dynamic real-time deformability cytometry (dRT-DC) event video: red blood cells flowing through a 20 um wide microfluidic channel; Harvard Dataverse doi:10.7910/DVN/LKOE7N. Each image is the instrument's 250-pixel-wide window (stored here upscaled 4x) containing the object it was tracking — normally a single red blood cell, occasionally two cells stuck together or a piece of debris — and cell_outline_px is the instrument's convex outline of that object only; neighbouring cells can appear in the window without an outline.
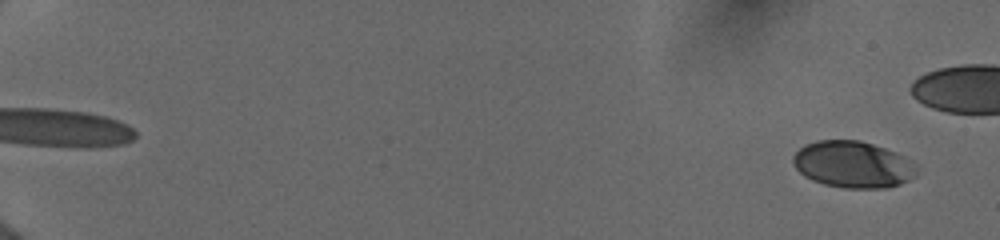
{"species": "human", "species_latin": "Homo sapiens", "temperature_condition": "cold", "stored_images_in_passage": 67, "camera_frame_rate_fps": 3000, "um_per_image_px": 0.085, "donor": {"sex": "female"}, "frame": {"image": 1, "passage_image": 4, "time_ms": 0.667, "image_size_px": [1000, 240], "cell_outline_px": [[916, 176], [900, 184], [888, 188], [844, 188], [824, 184], [812, 180], [804, 176], [796, 168], [792, 160], [792, 156], [804, 144], [816, 140], [860, 140], [896, 152], [904, 156], [916, 164]], "centroid_in_image_um": [72.49, 13.98], "position_along_channel_um": 12.5, "area_um2": 33.76}}
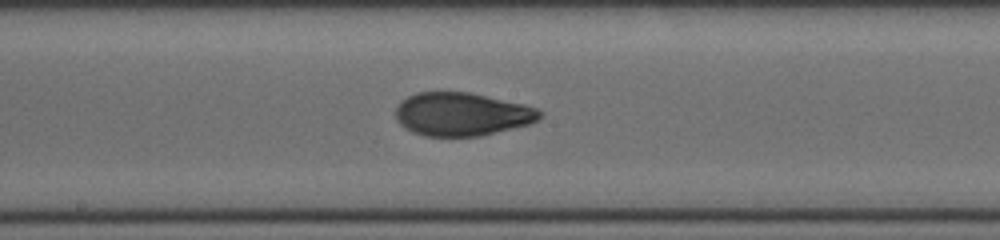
{"frame": {"image": 2, "passage_image": 41, "time_ms": 10.667, "image_size_px": [1000, 240], "cell_outline_px": [[544, 116], [528, 124], [480, 136], [424, 136], [412, 132], [404, 128], [396, 120], [396, 108], [400, 100], [416, 92], [468, 92], [524, 104], [536, 108]], "centroid_in_image_um": [39.21, 9.7], "position_along_channel_um": 209.0, "area_um2": 36.3}}
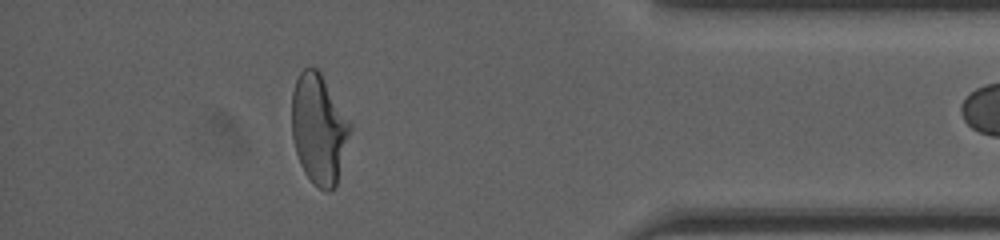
{"frame": {"image": 3, "passage_image": 66, "time_ms": 16.333, "image_size_px": [1000, 240], "cell_outline_px": [[352, 128], [336, 184], [328, 192], [312, 184], [304, 172], [300, 164], [296, 152], [292, 136], [292, 92], [296, 80], [300, 72], [304, 68], [316, 68], [320, 72], [352, 124]], "centroid_in_image_um": [27.1, 10.97], "position_along_channel_um": 408.1, "area_um2": 37.22}}